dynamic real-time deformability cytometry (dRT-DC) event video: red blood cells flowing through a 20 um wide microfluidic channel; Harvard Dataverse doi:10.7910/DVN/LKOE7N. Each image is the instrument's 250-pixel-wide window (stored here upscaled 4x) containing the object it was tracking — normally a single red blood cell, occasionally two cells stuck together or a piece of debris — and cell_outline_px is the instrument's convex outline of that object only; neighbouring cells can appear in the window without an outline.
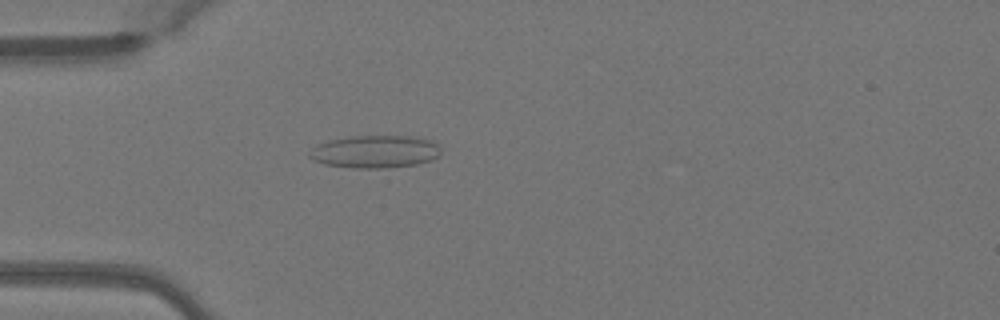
{"species": "Egyptian fruit bat (a non-hibernating species)", "species_latin": "Rousettus aegyptiacus", "temperature_condition": "warm", "stored_images_in_passage": 48, "camera_frame_rate_fps": 3000, "um_per_image_px": 0.085, "animal": {"sex": "female"}, "frame": {"image": 1, "passage_image": 13, "time_ms": 4.0, "image_size_px": [1000, 320], "cell_outline_px": [[440, 156], [432, 160], [416, 164], [380, 168], [352, 168], [324, 164], [312, 160], [308, 156], [312, 148], [328, 140], [356, 136], [412, 136], [428, 140], [436, 144], [440, 148]], "centroid_in_image_um": [31.87, 12.89], "position_along_channel_um": 53.1, "area_um2": 24.85}}
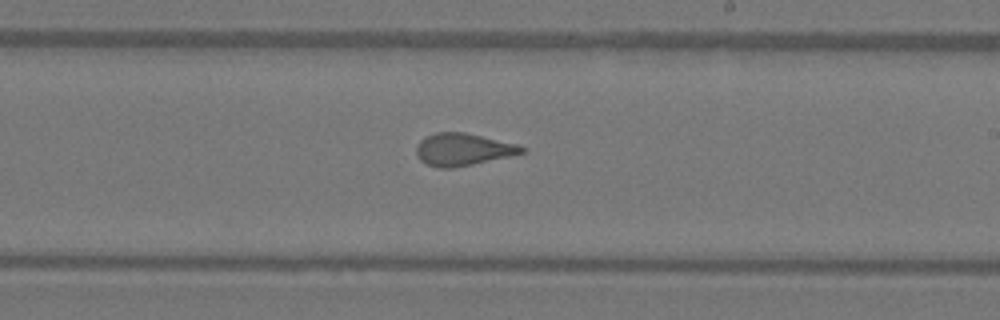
{"frame": {"image": 2, "passage_image": 28, "time_ms": 9.0, "image_size_px": [1000, 320], "cell_outline_px": [[524, 152], [508, 156], [472, 164], [452, 168], [440, 168], [428, 164], [420, 160], [416, 156], [416, 144], [420, 140], [436, 132], [464, 132], [516, 144], [524, 148]], "centroid_in_image_um": [39.28, 12.7], "position_along_channel_um": 249.7, "area_um2": 19.48}}
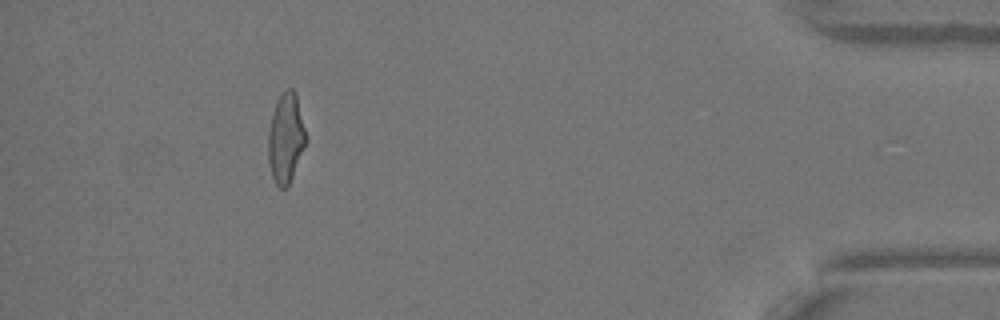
{"frame": {"image": 3, "passage_image": 44, "time_ms": 14.333, "image_size_px": [1000, 320], "cell_outline_px": [[308, 140], [288, 188], [280, 188], [276, 184], [272, 176], [268, 160], [268, 132], [272, 112], [280, 96], [288, 88], [292, 88], [296, 92]], "centroid_in_image_um": [24.31, 11.77], "position_along_channel_um": 410.9, "area_um2": 19.94}, "authors_computed_cell_mechanics": {"area_um2": 20.2011, "velocity_mm_per_s": 4.0887, "shape_relaxation_time_tau1_ms": 7.2628, "shape_relaxation_time_tau2_ms": 1.0029, "deformation_change_tau1": 0.2019, "deformation_change_tau2": 0.071}}